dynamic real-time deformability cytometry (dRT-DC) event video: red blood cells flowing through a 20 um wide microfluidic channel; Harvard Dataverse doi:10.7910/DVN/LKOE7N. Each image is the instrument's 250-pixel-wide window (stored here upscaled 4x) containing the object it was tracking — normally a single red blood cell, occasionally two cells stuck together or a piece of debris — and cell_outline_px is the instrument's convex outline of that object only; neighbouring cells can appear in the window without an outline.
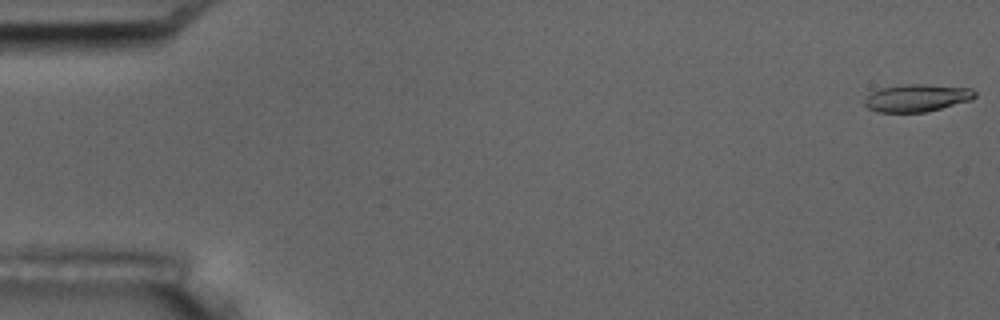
{"species": "common noctule bat (a hibernating species)", "species_latin": "Nyctalus noctula", "temperature_condition": "room temperature", "stored_images_in_passage": 6, "camera_frame_rate_fps": 3000, "um_per_image_px": 0.085, "animal": {"sex": "male", "body_mass_g": 17.5, "forearm_length_mm": 52.3}, "frame": {"image": 1, "passage_image": 1, "time_ms": 0.0, "image_size_px": [1000, 320], "cell_outline_px": [[976, 96], [972, 100], [924, 112], [876, 112], [868, 108], [864, 104], [864, 100], [872, 92], [880, 88], [904, 84], [924, 84], [972, 88], [976, 92]], "centroid_in_image_um": [77.94, 8.32], "position_along_channel_um": 7.1, "area_um2": 17.63}}
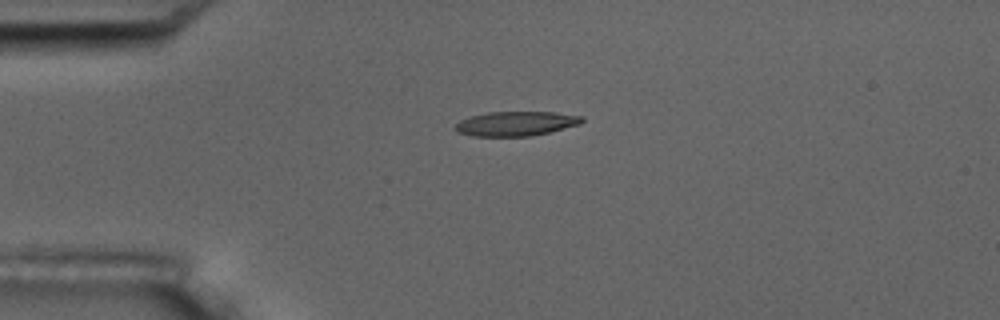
{"frame": {"image": 2, "passage_image": 5, "time_ms": 4.333, "image_size_px": [1000, 320], "cell_outline_px": [[584, 120], [580, 124], [532, 136], [472, 136], [456, 132], [452, 128], [460, 120], [468, 116], [488, 112], [556, 112], [584, 116]], "centroid_in_image_um": [43.82, 10.5], "position_along_channel_um": 41.2, "area_um2": 18.26}}